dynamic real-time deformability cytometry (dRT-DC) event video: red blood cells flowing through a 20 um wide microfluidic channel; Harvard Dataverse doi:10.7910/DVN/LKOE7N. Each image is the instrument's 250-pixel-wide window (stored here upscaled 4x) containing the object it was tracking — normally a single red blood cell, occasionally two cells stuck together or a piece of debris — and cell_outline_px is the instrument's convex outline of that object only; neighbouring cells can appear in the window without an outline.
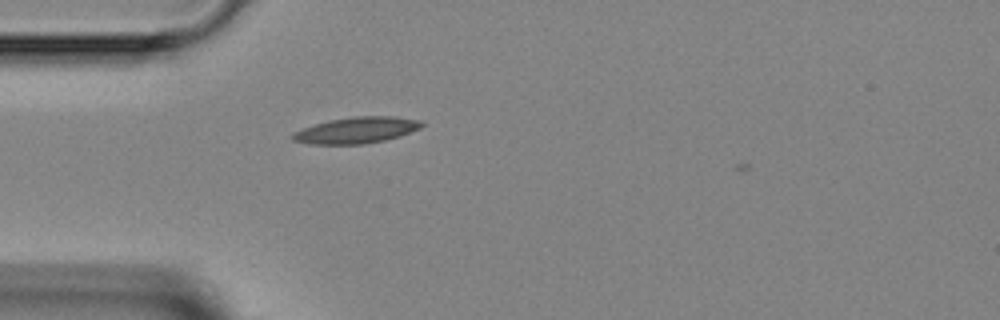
{"species": "Egyptian fruit bat (a non-hibernating species)", "species_latin": "Rousettus aegyptiacus", "temperature_condition": "room temperature", "stored_images_in_passage": 35, "camera_frame_rate_fps": 3000, "um_per_image_px": 0.085, "animal": {"sex": "female"}, "frame": {"image": 1, "passage_image": 2, "time_ms": 0.333, "image_size_px": [1000, 320], "cell_outline_px": [[424, 124], [420, 128], [400, 136], [384, 140], [364, 144], [308, 144], [292, 140], [288, 136], [292, 132], [300, 128], [328, 120], [352, 116], [396, 116], [420, 120]], "centroid_in_image_um": [30.24, 11.06], "position_along_channel_um": 54.8, "area_um2": 20.06}}
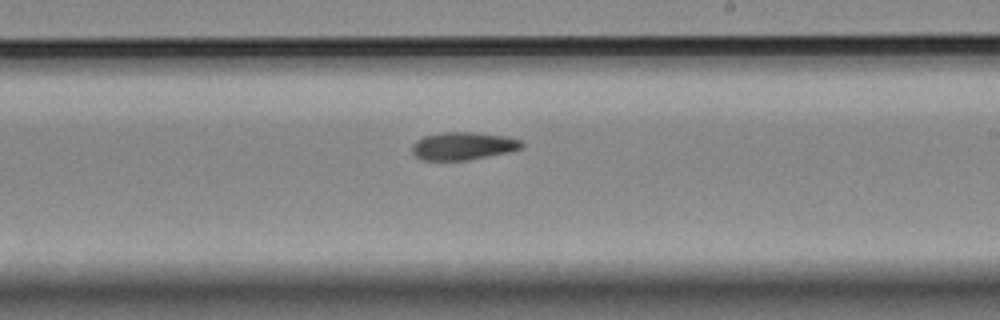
{"frame": {"image": 2, "passage_image": 16, "time_ms": 5.0, "image_size_px": [1000, 320], "cell_outline_px": [[524, 148], [508, 152], [464, 160], [420, 160], [412, 152], [412, 144], [416, 140], [424, 136], [440, 132], [472, 132], [504, 136], [520, 140], [524, 144]], "centroid_in_image_um": [39.33, 12.4], "position_along_channel_um": 249.7, "area_um2": 17.69}}
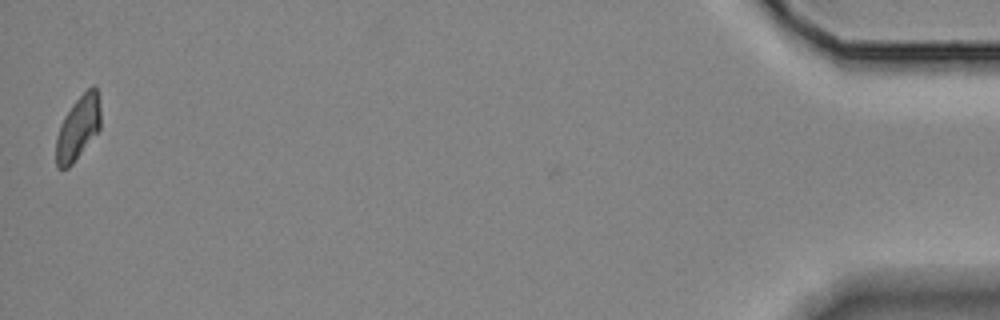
{"frame": {"image": 3, "passage_image": 35, "time_ms": 11.333, "image_size_px": [1000, 320], "cell_outline_px": [[100, 128], [72, 164], [68, 168], [56, 168], [56, 136], [60, 124], [64, 116], [72, 104], [92, 84], [96, 88], [100, 108]], "centroid_in_image_um": [6.61, 10.87], "position_along_channel_um": 428.6, "area_um2": 16.42}}